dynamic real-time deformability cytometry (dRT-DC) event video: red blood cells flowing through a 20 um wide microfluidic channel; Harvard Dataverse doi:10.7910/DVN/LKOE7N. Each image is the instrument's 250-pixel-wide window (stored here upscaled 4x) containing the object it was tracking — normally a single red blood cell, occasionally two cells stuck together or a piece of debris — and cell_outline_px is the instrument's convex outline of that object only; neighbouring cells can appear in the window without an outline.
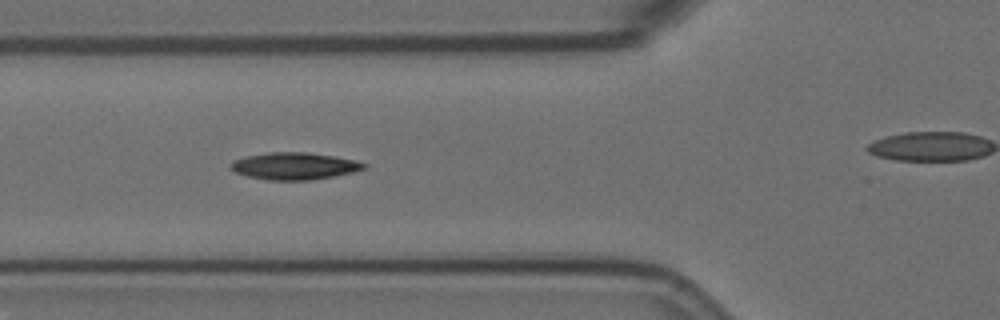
{"species": "Egyptian fruit bat (a non-hibernating species)", "species_latin": "Rousettus aegyptiacus", "temperature_condition": "room temperature", "stored_images_in_passage": 12, "camera_frame_rate_fps": 3000, "um_per_image_px": 0.085, "animal": {"sex": "female"}, "frame": {"image": 1, "passage_image": 6, "time_ms": 7.0, "image_size_px": [1000, 320], "cell_outline_px": [[368, 168], [352, 172], [312, 180], [268, 180], [248, 176], [236, 172], [228, 168], [232, 160], [248, 156], [268, 152], [308, 152], [356, 160], [368, 164]], "centroid_in_image_um": [25.02, 14.11], "position_along_channel_um": 100.8, "area_um2": 21.04}}
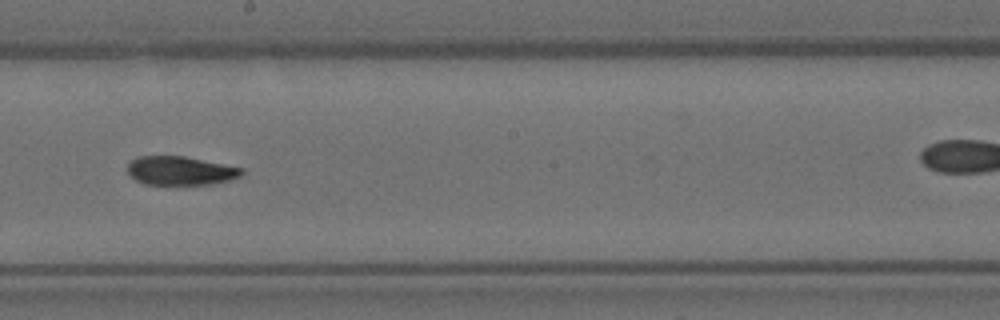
{"frame": {"image": 2, "passage_image": 9, "time_ms": 10.667, "image_size_px": [1000, 320], "cell_outline_px": [[244, 172], [240, 176], [228, 180], [212, 184], [144, 184], [136, 180], [128, 172], [128, 164], [132, 160], [140, 156], [184, 156], [244, 168]], "centroid_in_image_um": [15.35, 14.5], "position_along_channel_um": 232.8, "area_um2": 18.96}}
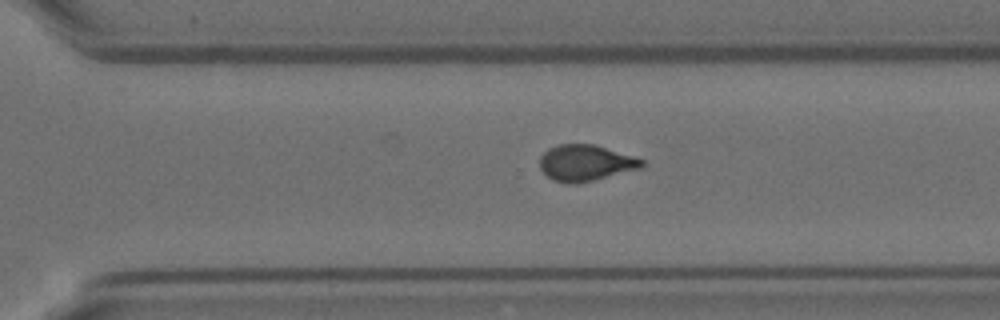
{"frame": {"image": 3, "passage_image": 12, "time_ms": 15.0, "image_size_px": [1000, 320], "cell_outline_px": [[644, 164], [640, 168], [576, 184], [572, 184], [552, 180], [540, 168], [540, 156], [548, 148], [556, 144], [592, 144], [636, 156], [644, 160]], "centroid_in_image_um": [49.76, 13.83], "position_along_channel_um": 320.8, "area_um2": 21.39}}